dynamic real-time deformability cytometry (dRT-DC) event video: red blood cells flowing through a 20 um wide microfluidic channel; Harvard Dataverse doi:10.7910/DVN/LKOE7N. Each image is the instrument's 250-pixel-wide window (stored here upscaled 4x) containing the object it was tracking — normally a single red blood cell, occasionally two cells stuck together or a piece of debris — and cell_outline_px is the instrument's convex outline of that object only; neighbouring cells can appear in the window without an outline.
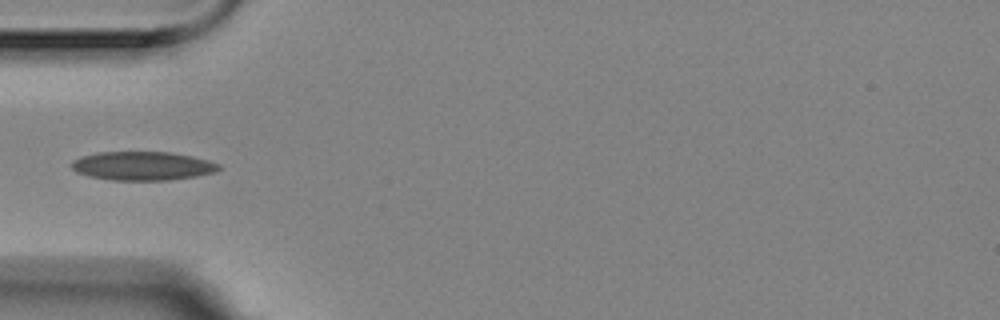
{"species": "Egyptian fruit bat (a non-hibernating species)", "species_latin": "Rousettus aegyptiacus", "temperature_condition": "room temperature", "stored_images_in_passage": 4, "camera_frame_rate_fps": 3000, "um_per_image_px": 0.085, "animal": {"sex": "female"}, "frame": {"image": 1, "passage_image": 4, "time_ms": 1.0, "image_size_px": [1000, 320], "cell_outline_px": [[220, 168], [216, 172], [196, 176], [172, 180], [112, 180], [88, 176], [76, 172], [72, 168], [72, 160], [80, 156], [96, 152], [172, 152], [192, 156], [208, 160], [220, 164]], "centroid_in_image_um": [12.11, 14.1], "position_along_channel_um": 72.9, "area_um2": 24.85}}